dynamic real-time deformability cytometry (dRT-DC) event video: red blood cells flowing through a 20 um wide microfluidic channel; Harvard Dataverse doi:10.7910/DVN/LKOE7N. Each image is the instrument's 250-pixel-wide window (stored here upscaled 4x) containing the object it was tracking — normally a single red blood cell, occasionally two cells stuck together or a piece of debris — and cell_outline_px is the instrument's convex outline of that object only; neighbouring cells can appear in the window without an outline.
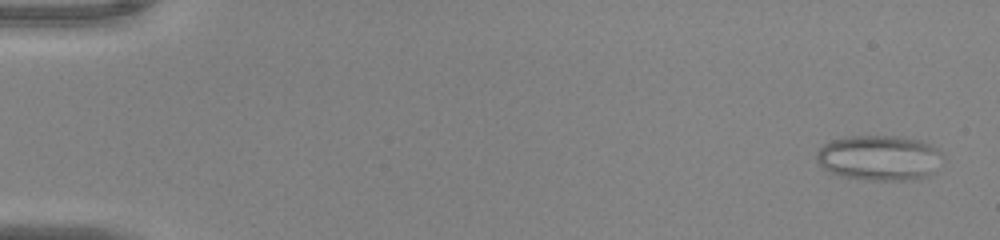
{"species": "common noctule bat (a hibernating species)", "species_latin": "Nyctalus noctula", "temperature_condition": "warm", "stored_images_in_passage": 51, "camera_frame_rate_fps": 3000, "um_per_image_px": 0.085, "animal": {"sex": "male", "body_mass_g": 20.0, "forearm_length_mm": 53.3}, "frame": {"image": 1, "passage_image": 2, "time_ms": 0.333, "image_size_px": [1000, 240], "cell_outline_px": [[940, 152], [936, 172], [932, 176], [920, 180], [864, 180], [840, 176], [828, 172], [816, 160], [816, 152], [828, 140], [848, 136], [900, 136], [920, 140], [932, 144]], "centroid_in_image_um": [74.73, 13.43], "position_along_channel_um": 10.3, "area_um2": 33.81}}
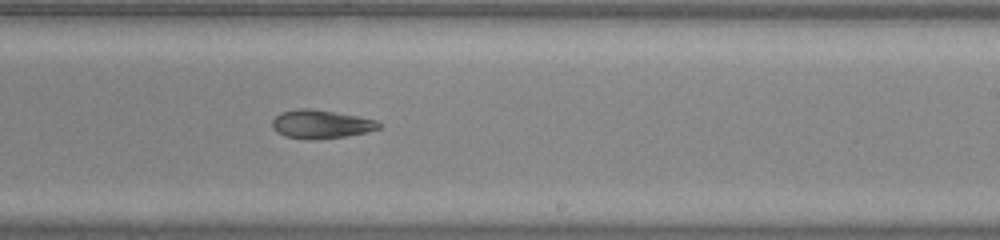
{"frame": {"image": 2, "passage_image": 32, "time_ms": 10.333, "image_size_px": [1000, 240], "cell_outline_px": [[380, 128], [348, 136], [312, 140], [308, 140], [284, 136], [276, 132], [272, 128], [272, 120], [280, 112], [296, 108], [312, 108], [336, 112], [376, 120], [380, 124]], "centroid_in_image_um": [27.22, 10.55], "position_along_channel_um": 261.8, "area_um2": 17.86}}
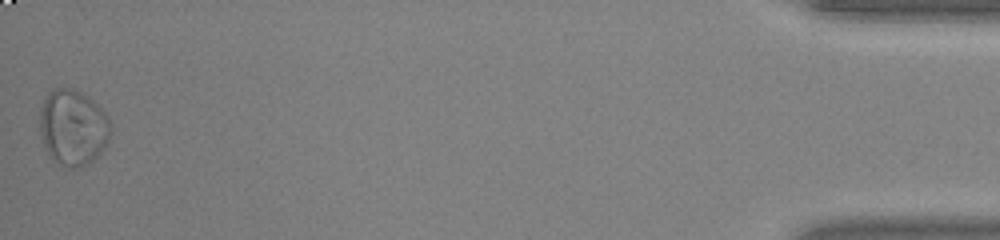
{"frame": {"image": 3, "passage_image": 51, "time_ms": 16.667, "image_size_px": [1000, 240], "cell_outline_px": [[112, 132], [104, 148], [88, 164], [80, 168], [64, 168], [52, 160], [44, 148], [40, 132], [40, 108], [48, 92], [52, 88], [72, 88], [88, 96], [108, 116], [112, 124]], "centroid_in_image_um": [6.2, 10.86], "position_along_channel_um": 429.0, "area_um2": 31.79}, "authors_computed_cell_mechanics": {"area_um2": 22.831, "velocity_mm_per_s": 4.0458, "shape_relaxation_time_tau1_ms": 4.8661, "shape_relaxation_time_tau2_ms": 2.9121, "deformation_change_tau1": 0.1249, "deformation_change_tau2": 0.0994}}